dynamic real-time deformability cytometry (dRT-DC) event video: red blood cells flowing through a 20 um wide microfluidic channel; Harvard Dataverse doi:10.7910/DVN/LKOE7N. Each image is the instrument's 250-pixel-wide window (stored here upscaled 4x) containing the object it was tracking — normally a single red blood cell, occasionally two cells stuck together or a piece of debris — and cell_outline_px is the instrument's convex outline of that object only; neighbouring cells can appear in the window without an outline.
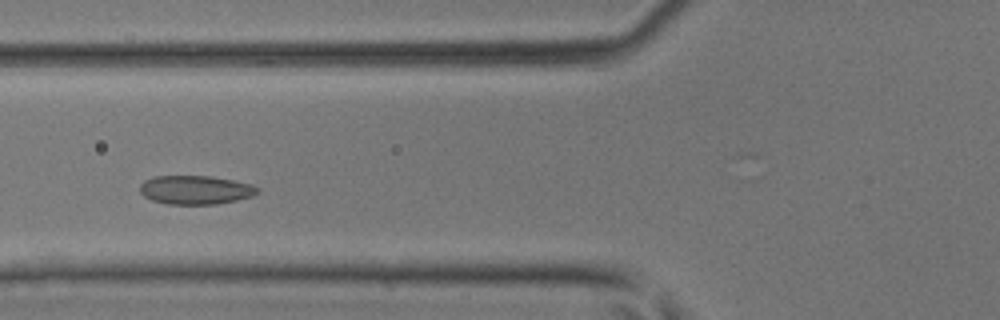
{"species": "common noctule bat (a hibernating species)", "species_latin": "Nyctalus noctula", "temperature_condition": "room temperature", "stored_images_in_passage": 40, "camera_frame_rate_fps": 3000, "um_per_image_px": 0.085, "animal": {"sex": "male", "body_mass_g": 17.9, "forearm_length_mm": 54.2}, "frame": {"image": 1, "passage_image": 12, "time_ms": 3.667, "image_size_px": [1000, 320], "cell_outline_px": [[260, 192], [252, 196], [236, 200], [216, 204], [168, 204], [152, 200], [144, 196], [140, 192], [140, 184], [144, 180], [152, 176], [212, 176], [252, 184], [260, 188]], "centroid_in_image_um": [16.62, 16.13], "position_along_channel_um": 109.2, "area_um2": 19.83}}
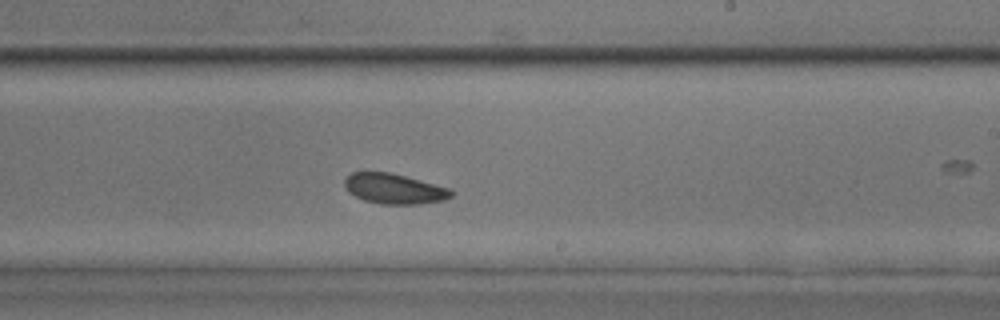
{"frame": {"image": 2, "passage_image": 22, "time_ms": 7.0, "image_size_px": [1000, 320], "cell_outline_px": [[452, 196], [444, 200], [420, 204], [380, 204], [364, 200], [348, 192], [344, 184], [344, 180], [352, 172], [388, 172], [452, 188]], "centroid_in_image_um": [33.52, 16.05], "position_along_channel_um": 255.5, "area_um2": 18.73}}
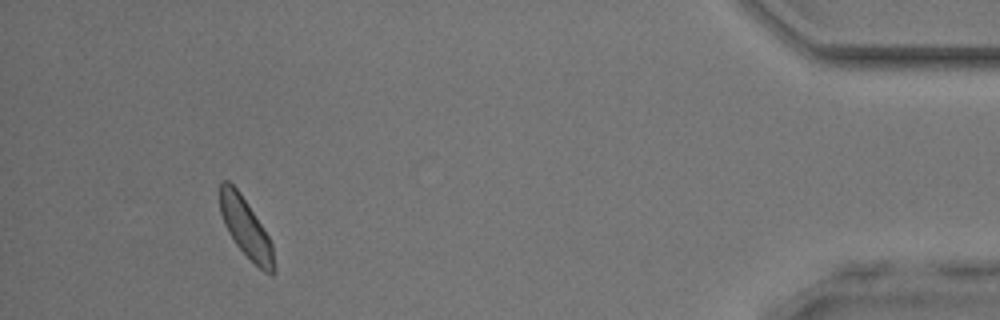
{"frame": {"image": 3, "passage_image": 37, "time_ms": 12.0, "image_size_px": [1000, 320], "cell_outline_px": [[276, 272], [272, 276], [264, 272], [236, 244], [228, 232], [224, 224], [220, 212], [220, 180], [228, 180], [240, 192], [268, 236], [272, 244]], "centroid_in_image_um": [20.89, 19.37], "position_along_channel_um": 414.3, "area_um2": 18.38}}